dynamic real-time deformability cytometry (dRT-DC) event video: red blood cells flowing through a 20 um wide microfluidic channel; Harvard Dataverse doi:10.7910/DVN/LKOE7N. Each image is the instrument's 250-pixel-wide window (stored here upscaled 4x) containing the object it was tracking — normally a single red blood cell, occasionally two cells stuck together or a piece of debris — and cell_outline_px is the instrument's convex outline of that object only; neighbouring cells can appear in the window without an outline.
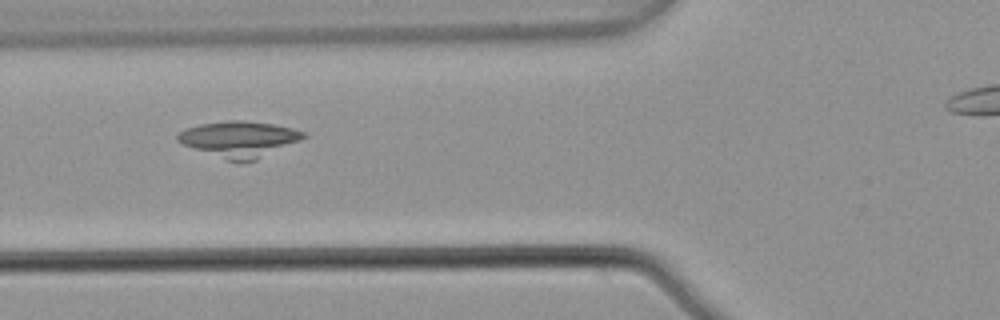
{"species": "common noctule bat (a hibernating species)", "species_latin": "Nyctalus noctula", "temperature_condition": "warm", "stored_images_in_passage": 6, "camera_frame_rate_fps": 3000, "um_per_image_px": 0.085, "animal": {"sex": "male", "body_mass_g": 21.5, "forearm_length_mm": 52.0}, "frame": {"image": 1, "passage_image": 4, "time_ms": 1.0, "image_size_px": [1000, 320], "cell_outline_px": [[308, 136], [300, 140], [256, 160], [228, 160], [184, 144], [176, 140], [176, 136], [184, 128], [200, 124], [228, 120], [244, 120], [272, 124], [292, 128], [308, 132]], "centroid_in_image_um": [20.37, 11.79], "position_along_channel_um": 105.4, "area_um2": 25.89}}
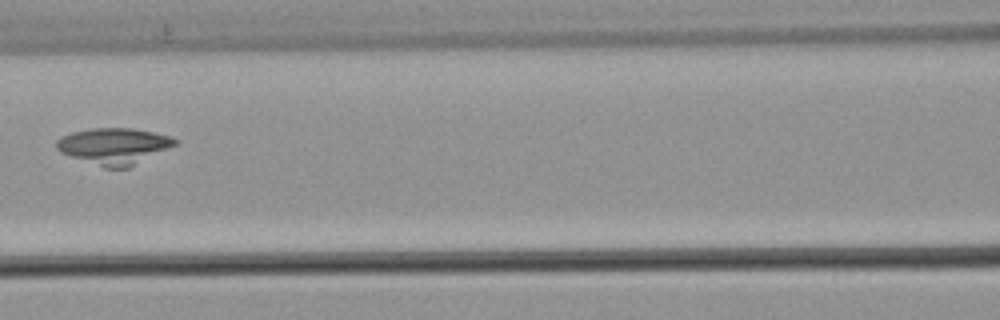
{"frame": {"image": 2, "passage_image": 5, "time_ms": 1.333, "image_size_px": [1000, 320], "cell_outline_px": [[180, 140], [176, 144], [128, 168], [104, 168], [60, 152], [56, 148], [56, 140], [60, 136], [72, 132], [92, 128], [132, 128], [172, 136]], "centroid_in_image_um": [9.68, 12.41], "position_along_channel_um": 156.9, "area_um2": 25.03}}